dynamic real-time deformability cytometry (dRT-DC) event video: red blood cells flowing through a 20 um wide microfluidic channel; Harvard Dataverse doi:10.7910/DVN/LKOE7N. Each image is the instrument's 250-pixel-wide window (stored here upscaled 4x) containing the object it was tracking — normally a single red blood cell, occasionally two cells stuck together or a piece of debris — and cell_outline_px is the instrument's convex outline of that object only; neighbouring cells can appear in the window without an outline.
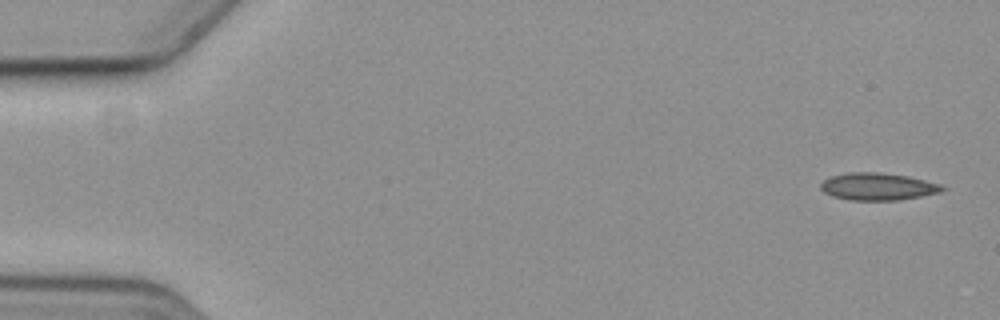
{"species": "common noctule bat (a hibernating species)", "species_latin": "Nyctalus noctula", "temperature_condition": "cold", "stored_images_in_passage": 6, "camera_frame_rate_fps": 3000, "um_per_image_px": 0.085, "animal": {"sex": "female", "body_mass_g": 19.3, "forearm_length_mm": 54.1}, "frame": {"image": 1, "passage_image": 1, "time_ms": 0.0, "image_size_px": [1000, 320], "cell_outline_px": [[948, 188], [940, 192], [920, 196], [896, 200], [852, 200], [832, 196], [824, 192], [820, 188], [820, 184], [824, 180], [832, 176], [848, 172], [880, 172], [908, 176], [940, 184]], "centroid_in_image_um": [74.61, 15.85], "position_along_channel_um": 10.4, "area_um2": 19.25}}
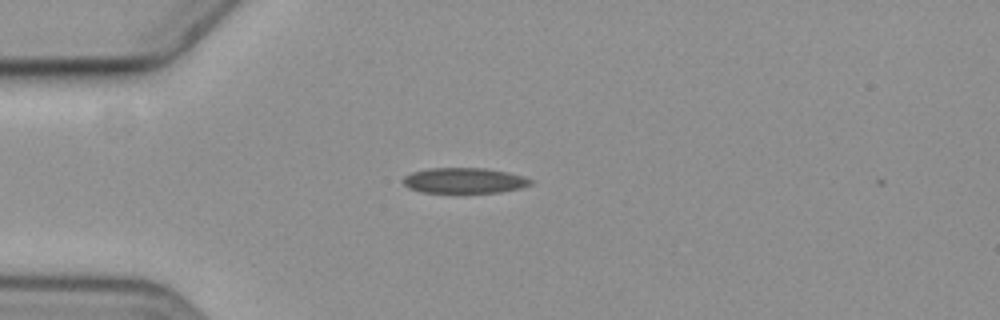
{"frame": {"image": 2, "passage_image": 5, "time_ms": 4.333, "image_size_px": [1000, 320], "cell_outline_px": [[536, 180], [532, 184], [520, 188], [500, 192], [424, 192], [408, 188], [404, 184], [404, 176], [412, 172], [428, 168], [488, 168], [508, 172], [524, 176]], "centroid_in_image_um": [39.52, 15.33], "position_along_channel_um": 45.5, "area_um2": 18.96}}